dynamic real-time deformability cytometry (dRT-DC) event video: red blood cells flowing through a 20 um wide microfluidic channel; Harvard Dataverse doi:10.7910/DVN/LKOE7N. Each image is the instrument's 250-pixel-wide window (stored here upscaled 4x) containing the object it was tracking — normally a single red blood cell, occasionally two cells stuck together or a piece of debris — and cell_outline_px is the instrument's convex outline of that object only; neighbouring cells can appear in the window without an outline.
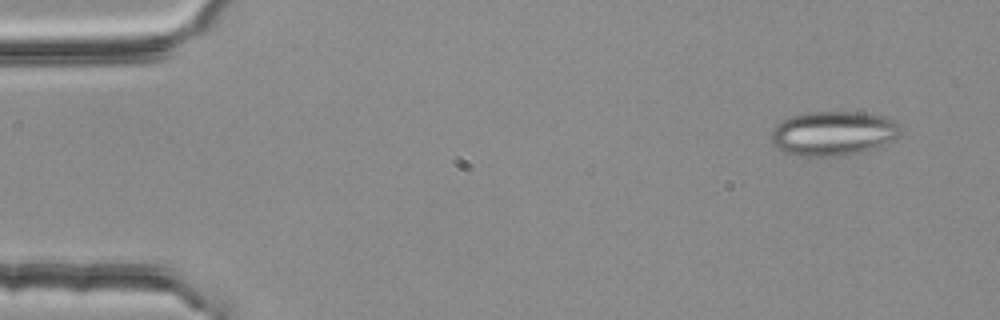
{"species": "common noctule bat (a hibernating species)", "species_latin": "Nyctalus noctula", "temperature_condition": "room temperature", "stored_images_in_passage": 3, "camera_frame_rate_fps": 3000, "um_per_image_px": 0.085, "animal": {"sex": "female", "body_mass_g": 25.1}, "frame": {"image": 1, "passage_image": 1, "time_ms": 0.0, "image_size_px": [1000, 320], "cell_outline_px": [[900, 136], [860, 152], [840, 156], [800, 156], [788, 152], [772, 144], [772, 132], [776, 124], [792, 116], [804, 112], [860, 112], [884, 116], [892, 120], [900, 128]], "centroid_in_image_um": [70.8, 11.32], "position_along_channel_um": 14.2, "area_um2": 32.89}}